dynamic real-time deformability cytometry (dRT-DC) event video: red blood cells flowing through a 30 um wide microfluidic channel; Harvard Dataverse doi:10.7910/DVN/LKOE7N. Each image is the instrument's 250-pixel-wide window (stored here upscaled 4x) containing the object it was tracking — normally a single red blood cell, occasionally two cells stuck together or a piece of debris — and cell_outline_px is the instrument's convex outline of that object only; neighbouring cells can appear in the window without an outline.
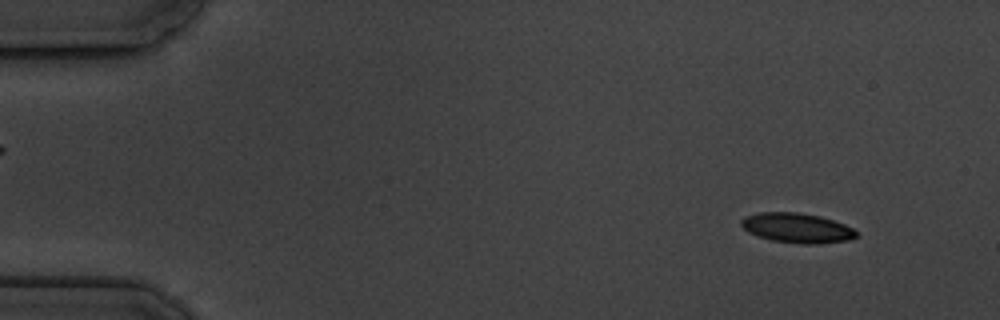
{"species": "common noctule bat (a hibernating species)", "species_latin": "Nyctalus noctula", "temperature_condition": "cold", "stored_images_in_passage": 4, "camera_frame_rate_fps": 3000, "um_per_image_px": 0.085, "animal": {"sex": "male", "body_mass_g": 19.5, "forearm_length_mm": 54.6}, "frame": {"image": 1, "passage_image": 1, "time_ms": 0.0, "image_size_px": [1000, 320], "cell_outline_px": [[856, 236], [848, 240], [820, 244], [804, 244], [772, 240], [756, 236], [748, 232], [740, 224], [740, 220], [744, 216], [760, 212], [796, 212], [820, 216], [844, 224], [852, 228], [856, 232]], "centroid_in_image_um": [67.7, 19.37], "position_along_channel_um": 17.3, "area_um2": 19.94}}